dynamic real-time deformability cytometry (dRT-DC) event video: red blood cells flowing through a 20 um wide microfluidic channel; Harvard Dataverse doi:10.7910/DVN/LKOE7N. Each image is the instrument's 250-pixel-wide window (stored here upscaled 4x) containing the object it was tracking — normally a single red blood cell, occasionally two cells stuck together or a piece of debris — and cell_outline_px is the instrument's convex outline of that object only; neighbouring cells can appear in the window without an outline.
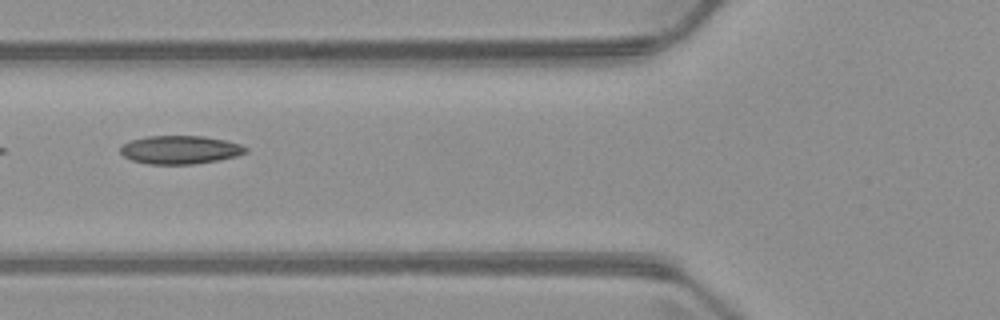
{"species": "common noctule bat (a hibernating species)", "species_latin": "Nyctalus noctula", "temperature_condition": "warm", "stored_images_in_passage": 2, "camera_frame_rate_fps": 3000, "um_per_image_px": 0.085, "animal": {"sex": "male", "body_mass_g": 23.1, "forearm_length_mm": 52.7}, "frame": {"image": 1, "passage_image": 2, "time_ms": 1.333, "image_size_px": [1000, 320], "cell_outline_px": [[248, 152], [236, 156], [220, 160], [192, 164], [148, 164], [132, 160], [124, 156], [120, 152], [120, 148], [124, 144], [132, 140], [148, 136], [204, 136], [224, 140], [240, 144], [248, 148]], "centroid_in_image_um": [15.33, 12.73], "position_along_channel_um": 110.5, "area_um2": 20.63}}